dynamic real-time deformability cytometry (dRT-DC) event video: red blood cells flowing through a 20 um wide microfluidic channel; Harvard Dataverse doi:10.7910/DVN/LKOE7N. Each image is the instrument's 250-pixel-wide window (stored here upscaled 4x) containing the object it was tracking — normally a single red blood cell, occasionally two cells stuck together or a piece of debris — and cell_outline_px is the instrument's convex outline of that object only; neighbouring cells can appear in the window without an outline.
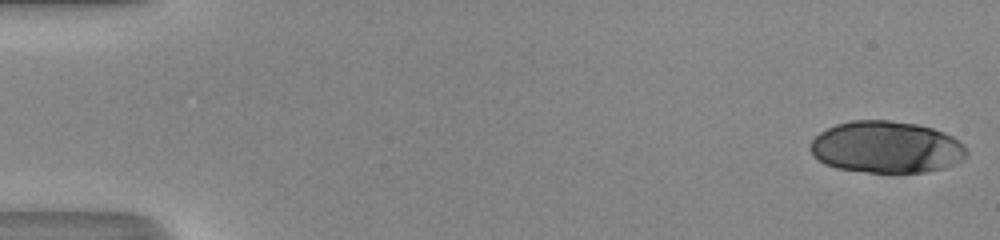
{"species": "human", "species_latin": "Homo sapiens", "temperature_condition": "room temperature", "stored_images_in_passage": 50, "segment_of_instrument_passage": [1, 2], "camera_frame_rate_fps": 3000, "um_per_image_px": 0.085, "donor": {"sex": "male"}, "frame": {"image": 1, "passage_image": 1, "time_ms": 0.0, "image_size_px": [1000, 240], "cell_outline_px": [[968, 156], [944, 168], [924, 172], [868, 172], [836, 168], [824, 164], [808, 148], [812, 140], [820, 132], [836, 124], [852, 120], [888, 120], [916, 124], [932, 128], [944, 132], [960, 140], [968, 148]], "centroid_in_image_um": [75.36, 12.5], "position_along_channel_um": 9.6, "area_um2": 47.28}}
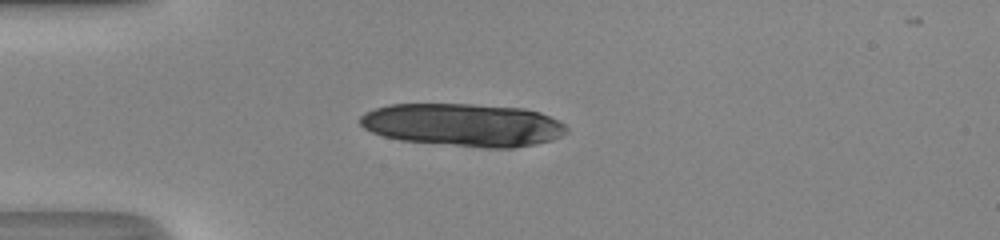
{"frame": {"image": 2, "passage_image": 14, "time_ms": 4.333, "image_size_px": [1000, 240], "cell_outline_px": [[568, 132], [552, 140], [536, 144], [512, 148], [480, 148], [400, 140], [384, 136], [372, 132], [364, 128], [360, 124], [360, 116], [364, 112], [388, 104], [472, 104], [524, 108], [540, 112], [564, 124], [568, 128]], "centroid_in_image_um": [39.37, 10.62], "position_along_channel_um": 45.6, "area_um2": 51.85}}